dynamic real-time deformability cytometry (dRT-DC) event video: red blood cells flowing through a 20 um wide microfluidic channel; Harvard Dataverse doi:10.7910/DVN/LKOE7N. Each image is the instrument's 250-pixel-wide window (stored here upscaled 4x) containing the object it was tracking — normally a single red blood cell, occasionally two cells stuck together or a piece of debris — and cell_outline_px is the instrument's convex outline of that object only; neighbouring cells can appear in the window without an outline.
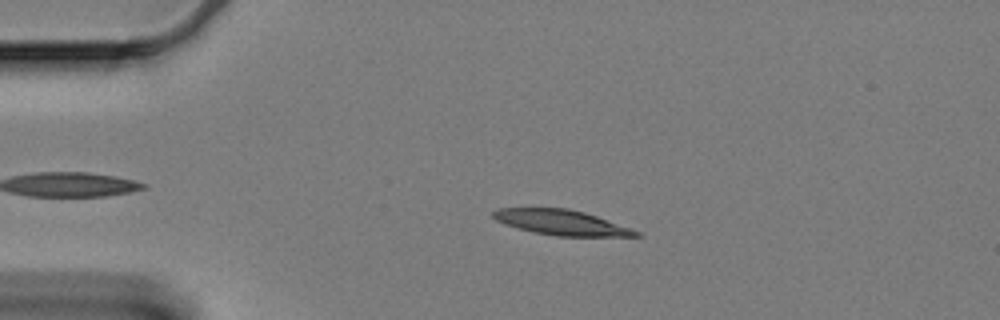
{"species": "Egyptian fruit bat (a non-hibernating species)", "species_latin": "Rousettus aegyptiacus", "temperature_condition": "cold", "stored_images_in_passage": 51, "camera_frame_rate_fps": 3000, "um_per_image_px": 0.085, "animal": {"sex": "female"}, "frame": {"image": 1, "passage_image": 10, "time_ms": 3.0, "image_size_px": [1000, 320], "cell_outline_px": [[644, 236], [556, 236], [532, 232], [504, 224], [496, 220], [492, 216], [492, 212], [500, 208], [568, 208], [584, 212], [596, 216], [640, 232]], "centroid_in_image_um": [47.68, 18.91], "position_along_channel_um": 37.3, "area_um2": 20.75}}
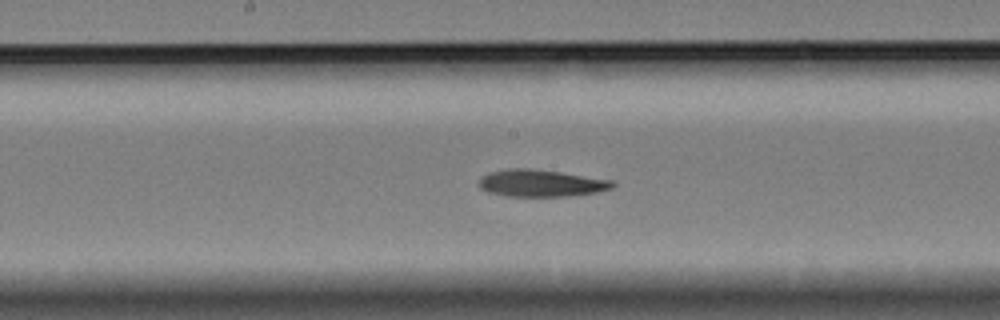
{"frame": {"image": 2, "passage_image": 28, "time_ms": 9.0, "image_size_px": [1000, 320], "cell_outline_px": [[616, 184], [612, 188], [596, 192], [564, 196], [508, 196], [488, 192], [480, 188], [476, 184], [480, 176], [488, 172], [508, 168], [528, 168], [560, 172], [612, 180]], "centroid_in_image_um": [45.91, 15.56], "position_along_channel_um": 202.3, "area_um2": 21.1}}
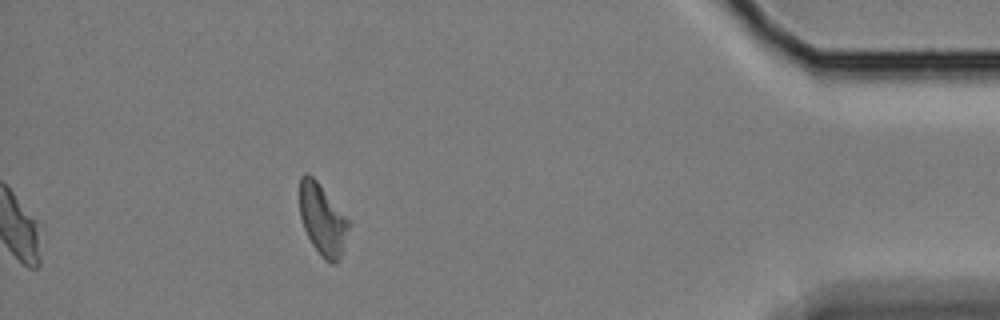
{"frame": {"image": 3, "passage_image": 51, "time_ms": 16.667, "image_size_px": [1000, 320], "cell_outline_px": [[352, 220], [344, 248], [340, 260], [336, 264], [332, 264], [312, 244], [304, 228], [300, 216], [300, 176], [304, 172], [312, 176], [316, 180]], "centroid_in_image_um": [27.47, 18.64], "position_along_channel_um": 407.7, "area_um2": 20.58}, "authors_computed_cell_mechanics": {"area_um2": 21.097, "velocity_mm_per_s": 3.3149, "shape_relaxation_time_tau1_ms": 9.4737, "shape_relaxation_time_tau2_ms": null, "deformation_change_tau1": 0.172, "deformation_change_tau2": null}}